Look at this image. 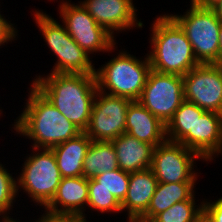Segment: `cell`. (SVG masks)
<instances>
[{"instance_id": "10", "label": "cell", "mask_w": 222, "mask_h": 222, "mask_svg": "<svg viewBox=\"0 0 222 222\" xmlns=\"http://www.w3.org/2000/svg\"><path fill=\"white\" fill-rule=\"evenodd\" d=\"M198 159L204 160L183 144L166 140L154 147L150 169L158 182H196L194 161Z\"/></svg>"}, {"instance_id": "35", "label": "cell", "mask_w": 222, "mask_h": 222, "mask_svg": "<svg viewBox=\"0 0 222 222\" xmlns=\"http://www.w3.org/2000/svg\"><path fill=\"white\" fill-rule=\"evenodd\" d=\"M1 220L2 221H0V222H16L15 219H13L11 217L2 218ZM17 222H19V221H17ZM35 222H37V220Z\"/></svg>"}, {"instance_id": "18", "label": "cell", "mask_w": 222, "mask_h": 222, "mask_svg": "<svg viewBox=\"0 0 222 222\" xmlns=\"http://www.w3.org/2000/svg\"><path fill=\"white\" fill-rule=\"evenodd\" d=\"M157 184L158 181L150 168L129 173V187L126 197L121 203L122 211H127L128 216H143Z\"/></svg>"}, {"instance_id": "15", "label": "cell", "mask_w": 222, "mask_h": 222, "mask_svg": "<svg viewBox=\"0 0 222 222\" xmlns=\"http://www.w3.org/2000/svg\"><path fill=\"white\" fill-rule=\"evenodd\" d=\"M194 151L204 161L222 155V114L205 111L194 124Z\"/></svg>"}, {"instance_id": "21", "label": "cell", "mask_w": 222, "mask_h": 222, "mask_svg": "<svg viewBox=\"0 0 222 222\" xmlns=\"http://www.w3.org/2000/svg\"><path fill=\"white\" fill-rule=\"evenodd\" d=\"M195 183L196 182H158L148 209L142 217L152 220L157 214L167 210L173 204L189 200L195 194Z\"/></svg>"}, {"instance_id": "28", "label": "cell", "mask_w": 222, "mask_h": 222, "mask_svg": "<svg viewBox=\"0 0 222 222\" xmlns=\"http://www.w3.org/2000/svg\"><path fill=\"white\" fill-rule=\"evenodd\" d=\"M11 21H7L4 16L0 13V46H3L4 43H9L14 40L18 35L16 26H14Z\"/></svg>"}, {"instance_id": "4", "label": "cell", "mask_w": 222, "mask_h": 222, "mask_svg": "<svg viewBox=\"0 0 222 222\" xmlns=\"http://www.w3.org/2000/svg\"><path fill=\"white\" fill-rule=\"evenodd\" d=\"M127 53L119 52L116 57L95 71L97 87L104 93L138 101L151 65L148 55L144 60H140Z\"/></svg>"}, {"instance_id": "22", "label": "cell", "mask_w": 222, "mask_h": 222, "mask_svg": "<svg viewBox=\"0 0 222 222\" xmlns=\"http://www.w3.org/2000/svg\"><path fill=\"white\" fill-rule=\"evenodd\" d=\"M118 168L112 141H92L83 161V176L90 179Z\"/></svg>"}, {"instance_id": "12", "label": "cell", "mask_w": 222, "mask_h": 222, "mask_svg": "<svg viewBox=\"0 0 222 222\" xmlns=\"http://www.w3.org/2000/svg\"><path fill=\"white\" fill-rule=\"evenodd\" d=\"M183 78L184 100L222 114V65L199 64Z\"/></svg>"}, {"instance_id": "3", "label": "cell", "mask_w": 222, "mask_h": 222, "mask_svg": "<svg viewBox=\"0 0 222 222\" xmlns=\"http://www.w3.org/2000/svg\"><path fill=\"white\" fill-rule=\"evenodd\" d=\"M152 24V50L147 54L152 70L183 76L199 65L185 31L169 14Z\"/></svg>"}, {"instance_id": "19", "label": "cell", "mask_w": 222, "mask_h": 222, "mask_svg": "<svg viewBox=\"0 0 222 222\" xmlns=\"http://www.w3.org/2000/svg\"><path fill=\"white\" fill-rule=\"evenodd\" d=\"M91 142L88 135L81 132L51 148L62 178L83 176V161Z\"/></svg>"}, {"instance_id": "31", "label": "cell", "mask_w": 222, "mask_h": 222, "mask_svg": "<svg viewBox=\"0 0 222 222\" xmlns=\"http://www.w3.org/2000/svg\"><path fill=\"white\" fill-rule=\"evenodd\" d=\"M194 222H214L210 215L202 209V211L196 216Z\"/></svg>"}, {"instance_id": "29", "label": "cell", "mask_w": 222, "mask_h": 222, "mask_svg": "<svg viewBox=\"0 0 222 222\" xmlns=\"http://www.w3.org/2000/svg\"><path fill=\"white\" fill-rule=\"evenodd\" d=\"M203 209L210 215L214 222H222V197L215 202H205Z\"/></svg>"}, {"instance_id": "2", "label": "cell", "mask_w": 222, "mask_h": 222, "mask_svg": "<svg viewBox=\"0 0 222 222\" xmlns=\"http://www.w3.org/2000/svg\"><path fill=\"white\" fill-rule=\"evenodd\" d=\"M26 106L14 122V130L34 141V148L51 149L82 131L53 106L32 84Z\"/></svg>"}, {"instance_id": "16", "label": "cell", "mask_w": 222, "mask_h": 222, "mask_svg": "<svg viewBox=\"0 0 222 222\" xmlns=\"http://www.w3.org/2000/svg\"><path fill=\"white\" fill-rule=\"evenodd\" d=\"M88 204V179L84 176L62 178L57 192L45 209L55 213L83 214ZM60 207V208H59ZM59 208V209H58Z\"/></svg>"}, {"instance_id": "23", "label": "cell", "mask_w": 222, "mask_h": 222, "mask_svg": "<svg viewBox=\"0 0 222 222\" xmlns=\"http://www.w3.org/2000/svg\"><path fill=\"white\" fill-rule=\"evenodd\" d=\"M129 187V173L120 168L106 171L88 179V188H104L110 191L121 204Z\"/></svg>"}, {"instance_id": "24", "label": "cell", "mask_w": 222, "mask_h": 222, "mask_svg": "<svg viewBox=\"0 0 222 222\" xmlns=\"http://www.w3.org/2000/svg\"><path fill=\"white\" fill-rule=\"evenodd\" d=\"M195 195L189 200L177 202L169 207L167 210L157 214L153 222H194L196 216L203 209V202L199 206L195 203Z\"/></svg>"}, {"instance_id": "9", "label": "cell", "mask_w": 222, "mask_h": 222, "mask_svg": "<svg viewBox=\"0 0 222 222\" xmlns=\"http://www.w3.org/2000/svg\"><path fill=\"white\" fill-rule=\"evenodd\" d=\"M138 101L166 125L185 101L182 76L151 69Z\"/></svg>"}, {"instance_id": "32", "label": "cell", "mask_w": 222, "mask_h": 222, "mask_svg": "<svg viewBox=\"0 0 222 222\" xmlns=\"http://www.w3.org/2000/svg\"><path fill=\"white\" fill-rule=\"evenodd\" d=\"M218 64L222 65V23L219 30V51H218Z\"/></svg>"}, {"instance_id": "1", "label": "cell", "mask_w": 222, "mask_h": 222, "mask_svg": "<svg viewBox=\"0 0 222 222\" xmlns=\"http://www.w3.org/2000/svg\"><path fill=\"white\" fill-rule=\"evenodd\" d=\"M32 85L78 129L88 128L98 90L95 74L49 73L36 76Z\"/></svg>"}, {"instance_id": "6", "label": "cell", "mask_w": 222, "mask_h": 222, "mask_svg": "<svg viewBox=\"0 0 222 222\" xmlns=\"http://www.w3.org/2000/svg\"><path fill=\"white\" fill-rule=\"evenodd\" d=\"M32 149L36 153L33 151V155L27 156L22 173L16 178L17 193L19 188H23L34 203L45 208L54 198L62 176L52 149Z\"/></svg>"}, {"instance_id": "7", "label": "cell", "mask_w": 222, "mask_h": 222, "mask_svg": "<svg viewBox=\"0 0 222 222\" xmlns=\"http://www.w3.org/2000/svg\"><path fill=\"white\" fill-rule=\"evenodd\" d=\"M190 5L186 14L170 16L185 31L198 63L218 64L221 21L213 9L198 7L192 3Z\"/></svg>"}, {"instance_id": "8", "label": "cell", "mask_w": 222, "mask_h": 222, "mask_svg": "<svg viewBox=\"0 0 222 222\" xmlns=\"http://www.w3.org/2000/svg\"><path fill=\"white\" fill-rule=\"evenodd\" d=\"M59 8L66 31L86 53H107L115 49V37L101 27L80 2L75 5L63 1Z\"/></svg>"}, {"instance_id": "30", "label": "cell", "mask_w": 222, "mask_h": 222, "mask_svg": "<svg viewBox=\"0 0 222 222\" xmlns=\"http://www.w3.org/2000/svg\"><path fill=\"white\" fill-rule=\"evenodd\" d=\"M221 0H191V3L202 8L212 9L217 5Z\"/></svg>"}, {"instance_id": "5", "label": "cell", "mask_w": 222, "mask_h": 222, "mask_svg": "<svg viewBox=\"0 0 222 222\" xmlns=\"http://www.w3.org/2000/svg\"><path fill=\"white\" fill-rule=\"evenodd\" d=\"M34 20L47 46L57 57L51 73L95 74L94 64L86 53L68 34L66 28L43 11L34 12Z\"/></svg>"}, {"instance_id": "25", "label": "cell", "mask_w": 222, "mask_h": 222, "mask_svg": "<svg viewBox=\"0 0 222 222\" xmlns=\"http://www.w3.org/2000/svg\"><path fill=\"white\" fill-rule=\"evenodd\" d=\"M0 163V216L10 217L7 213L12 209L17 196V181ZM14 201V202H13Z\"/></svg>"}, {"instance_id": "11", "label": "cell", "mask_w": 222, "mask_h": 222, "mask_svg": "<svg viewBox=\"0 0 222 222\" xmlns=\"http://www.w3.org/2000/svg\"><path fill=\"white\" fill-rule=\"evenodd\" d=\"M132 100L97 90L90 122L84 131L92 141H112L125 133L126 113Z\"/></svg>"}, {"instance_id": "33", "label": "cell", "mask_w": 222, "mask_h": 222, "mask_svg": "<svg viewBox=\"0 0 222 222\" xmlns=\"http://www.w3.org/2000/svg\"><path fill=\"white\" fill-rule=\"evenodd\" d=\"M212 9L215 12L216 16L218 17V19L222 23V0L217 5H215Z\"/></svg>"}, {"instance_id": "20", "label": "cell", "mask_w": 222, "mask_h": 222, "mask_svg": "<svg viewBox=\"0 0 222 222\" xmlns=\"http://www.w3.org/2000/svg\"><path fill=\"white\" fill-rule=\"evenodd\" d=\"M205 112L197 105L184 101L166 124V138L194 151V124Z\"/></svg>"}, {"instance_id": "13", "label": "cell", "mask_w": 222, "mask_h": 222, "mask_svg": "<svg viewBox=\"0 0 222 222\" xmlns=\"http://www.w3.org/2000/svg\"><path fill=\"white\" fill-rule=\"evenodd\" d=\"M80 4L113 37L114 31L143 28L141 20H137L133 0H84Z\"/></svg>"}, {"instance_id": "14", "label": "cell", "mask_w": 222, "mask_h": 222, "mask_svg": "<svg viewBox=\"0 0 222 222\" xmlns=\"http://www.w3.org/2000/svg\"><path fill=\"white\" fill-rule=\"evenodd\" d=\"M125 133L156 147L167 140L166 125L139 101H132L126 113Z\"/></svg>"}, {"instance_id": "26", "label": "cell", "mask_w": 222, "mask_h": 222, "mask_svg": "<svg viewBox=\"0 0 222 222\" xmlns=\"http://www.w3.org/2000/svg\"><path fill=\"white\" fill-rule=\"evenodd\" d=\"M88 207L101 213L122 212L121 204L104 188H88Z\"/></svg>"}, {"instance_id": "17", "label": "cell", "mask_w": 222, "mask_h": 222, "mask_svg": "<svg viewBox=\"0 0 222 222\" xmlns=\"http://www.w3.org/2000/svg\"><path fill=\"white\" fill-rule=\"evenodd\" d=\"M116 150L118 166L121 170L131 173L149 169L152 164L154 146L136 137L123 133L112 140Z\"/></svg>"}, {"instance_id": "27", "label": "cell", "mask_w": 222, "mask_h": 222, "mask_svg": "<svg viewBox=\"0 0 222 222\" xmlns=\"http://www.w3.org/2000/svg\"><path fill=\"white\" fill-rule=\"evenodd\" d=\"M37 222H87L83 214L76 213H55L45 209V213Z\"/></svg>"}, {"instance_id": "34", "label": "cell", "mask_w": 222, "mask_h": 222, "mask_svg": "<svg viewBox=\"0 0 222 222\" xmlns=\"http://www.w3.org/2000/svg\"><path fill=\"white\" fill-rule=\"evenodd\" d=\"M128 222H153L151 219L143 218L142 216H128Z\"/></svg>"}]
</instances>
